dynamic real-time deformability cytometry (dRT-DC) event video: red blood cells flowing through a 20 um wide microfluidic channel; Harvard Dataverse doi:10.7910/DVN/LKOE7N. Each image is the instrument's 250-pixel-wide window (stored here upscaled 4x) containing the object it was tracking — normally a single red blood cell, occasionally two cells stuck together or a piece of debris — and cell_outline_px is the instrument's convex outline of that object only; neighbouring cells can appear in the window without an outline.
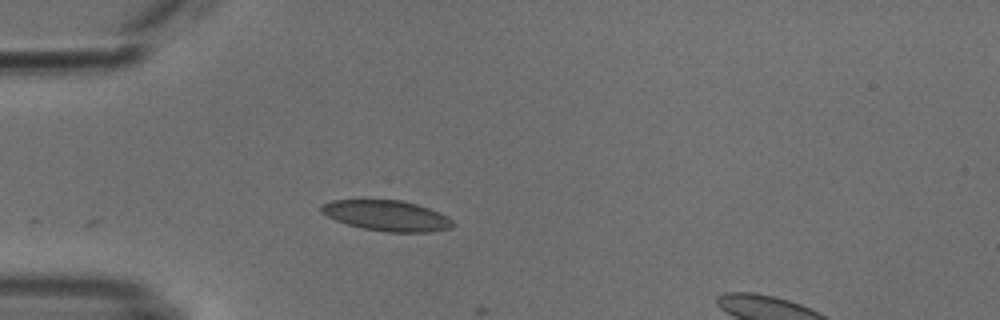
{"species": "common noctule bat (a hibernating species)", "species_latin": "Nyctalus noctula", "temperature_condition": "cold", "stored_images_in_passage": 4, "camera_frame_rate_fps": 3000, "um_per_image_px": 0.085, "animal": {"sex": "male", "body_mass_g": 18.8}, "frame": {"image": 1, "passage_image": 4, "time_ms": 4.333, "image_size_px": [1000, 320], "cell_outline_px": [[456, 224], [452, 228], [428, 232], [384, 232], [364, 228], [348, 224], [336, 220], [320, 212], [320, 204], [332, 200], [400, 200], [416, 204], [440, 212], [448, 216]], "centroid_in_image_um": [32.9, 18.33], "position_along_channel_um": 52.1, "area_um2": 23.47}}